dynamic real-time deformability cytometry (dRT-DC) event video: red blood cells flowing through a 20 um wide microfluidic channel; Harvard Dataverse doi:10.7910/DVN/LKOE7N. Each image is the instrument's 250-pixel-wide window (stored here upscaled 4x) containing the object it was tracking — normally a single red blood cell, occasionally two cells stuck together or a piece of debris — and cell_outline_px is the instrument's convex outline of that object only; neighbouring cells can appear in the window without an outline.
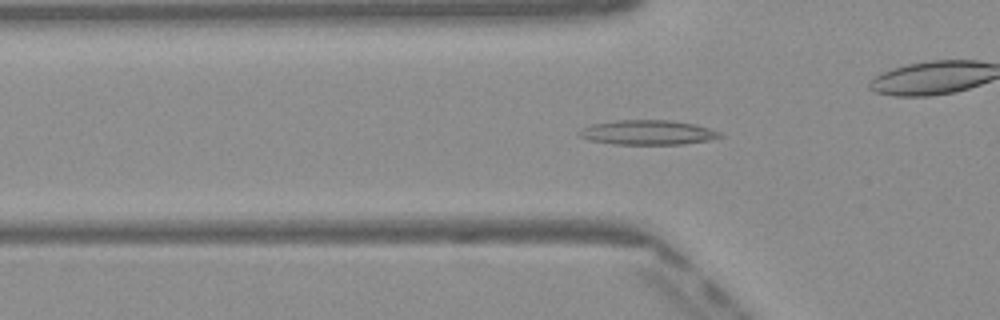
{"species": "Egyptian fruit bat (a non-hibernating species)", "species_latin": "Rousettus aegyptiacus", "temperature_condition": "warm", "stored_images_in_passage": 51, "camera_frame_rate_fps": 3000, "um_per_image_px": 0.085, "frame": {"image": 1, "passage_image": 17, "time_ms": 5.333, "image_size_px": [1000, 320], "cell_outline_px": [[724, 136], [712, 140], [684, 144], [616, 144], [588, 140], [580, 136], [576, 132], [580, 128], [592, 124], [616, 120], [668, 120], [696, 124], [724, 132]], "centroid_in_image_um": [55.1, 11.26], "position_along_channel_um": 70.7, "area_um2": 20.52}}
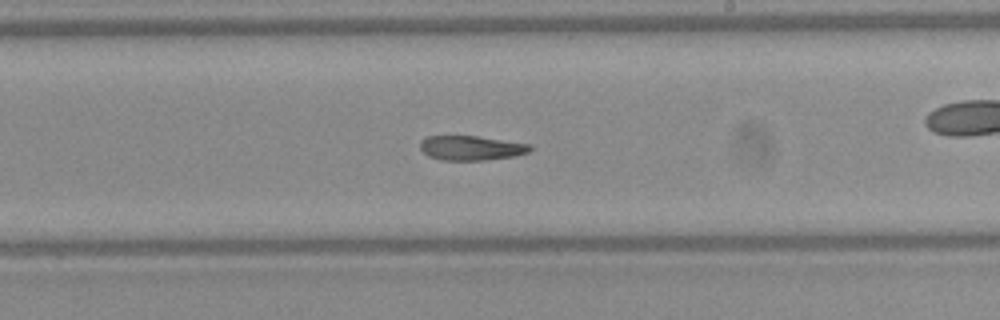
{"frame": {"image": 2, "passage_image": 30, "time_ms": 9.667, "image_size_px": [1000, 320], "cell_outline_px": [[532, 148], [528, 152], [516, 156], [484, 160], [440, 160], [428, 156], [420, 148], [420, 140], [428, 136], [476, 136], [532, 144]], "centroid_in_image_um": [40.05, 12.58], "position_along_channel_um": 248.9, "area_um2": 15.78}}
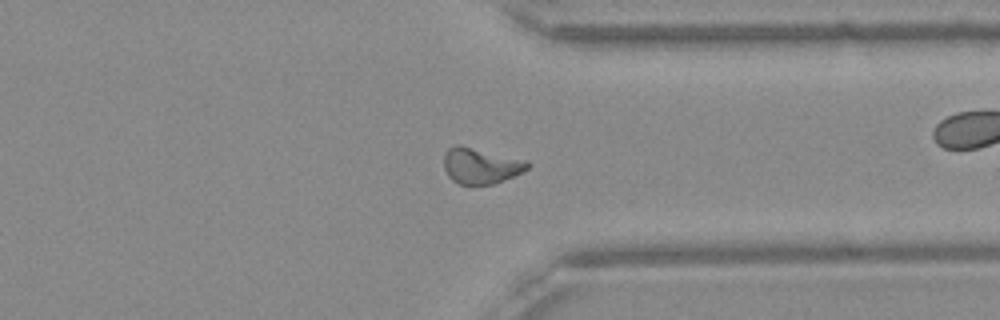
{"frame": {"image": 3, "passage_image": 39, "time_ms": 12.667, "image_size_px": [1000, 320], "cell_outline_px": [[532, 164], [528, 168], [504, 180], [492, 184], [460, 184], [452, 180], [448, 176], [444, 168], [444, 152], [448, 148], [456, 144], [460, 144], [528, 160]], "centroid_in_image_um": [40.85, 14.06], "position_along_channel_um": 370.5, "area_um2": 17.63}, "authors_computed_cell_mechanics": {"area_um2": 17.2244, "velocity_mm_per_s": 4.1002, "shape_relaxation_time_tau1_ms": null, "shape_relaxation_time_tau2_ms": 5.5214, "deformation_change_tau1": null, "deformation_change_tau2": 0.1472}}